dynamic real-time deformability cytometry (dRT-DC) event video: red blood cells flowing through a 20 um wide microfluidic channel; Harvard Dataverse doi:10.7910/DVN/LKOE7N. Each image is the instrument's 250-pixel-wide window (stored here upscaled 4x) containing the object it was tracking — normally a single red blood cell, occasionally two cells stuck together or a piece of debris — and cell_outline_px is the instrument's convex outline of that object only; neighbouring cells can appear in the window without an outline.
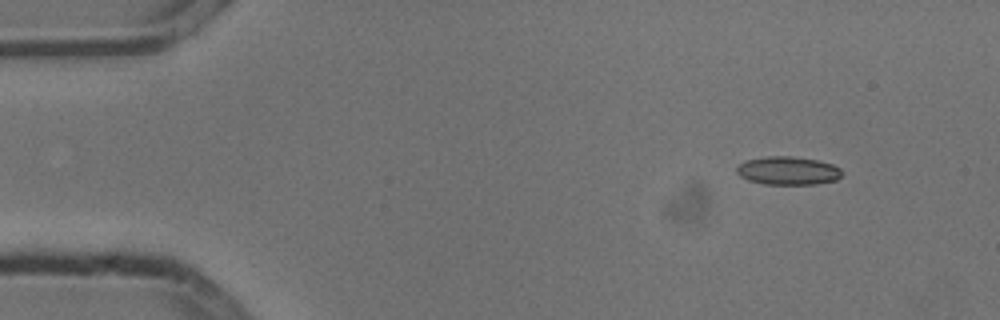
{"species": "common noctule bat (a hibernating species)", "species_latin": "Nyctalus noctula", "temperature_condition": "cold", "stored_images_in_passage": 10, "camera_frame_rate_fps": 3000, "um_per_image_px": 0.085, "animal": {"sex": "male", "body_mass_g": 13.3}, "frame": {"image": 1, "passage_image": 1, "time_ms": 0.0, "image_size_px": [1000, 320], "cell_outline_px": [[840, 176], [836, 180], [816, 184], [764, 184], [748, 180], [740, 176], [736, 172], [736, 168], [740, 164], [748, 160], [764, 156], [792, 156], [816, 160], [832, 164], [840, 168]], "centroid_in_image_um": [66.95, 14.51], "position_along_channel_um": 18.0, "area_um2": 17.22}}
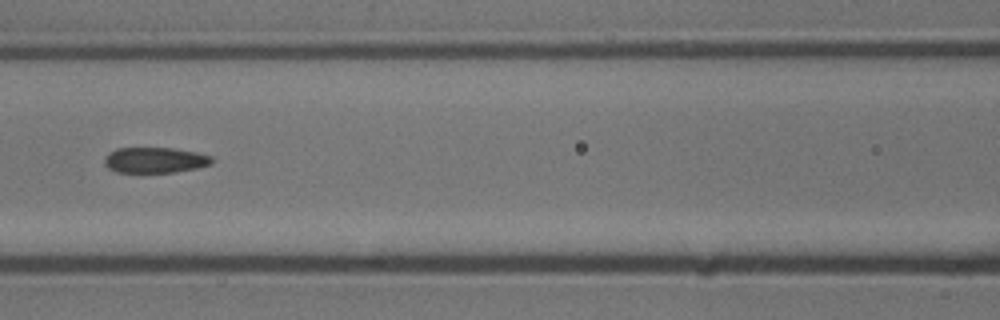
{"frame": {"image": 2, "passage_image": 6, "time_ms": 1.667, "image_size_px": [1000, 320], "cell_outline_px": [[212, 164], [196, 168], [176, 172], [116, 172], [108, 168], [104, 164], [104, 156], [116, 148], [172, 148], [196, 152], [212, 156]], "centroid_in_image_um": [13.15, 13.61], "position_along_channel_um": 153.4, "area_um2": 16.07}}
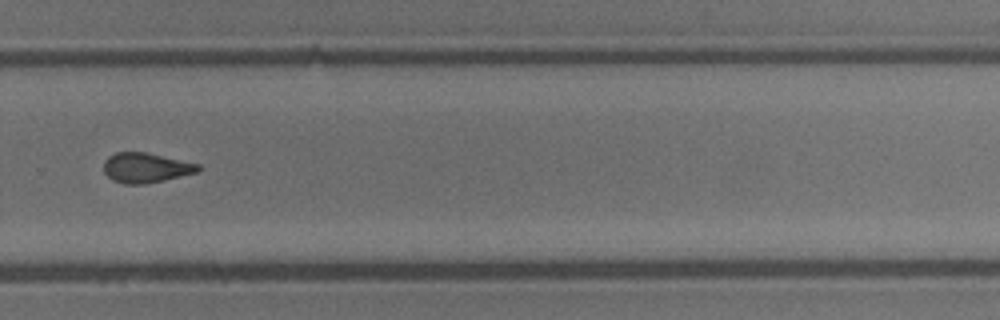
{"frame": {"image": 3, "passage_image": 10, "time_ms": 3.0, "image_size_px": [1000, 320], "cell_outline_px": [[200, 172], [164, 180], [144, 184], [124, 184], [112, 180], [104, 172], [104, 160], [108, 156], [116, 152], [144, 152], [200, 164]], "centroid_in_image_um": [12.4, 14.26], "position_along_channel_um": 317.4, "area_um2": 16.47}}